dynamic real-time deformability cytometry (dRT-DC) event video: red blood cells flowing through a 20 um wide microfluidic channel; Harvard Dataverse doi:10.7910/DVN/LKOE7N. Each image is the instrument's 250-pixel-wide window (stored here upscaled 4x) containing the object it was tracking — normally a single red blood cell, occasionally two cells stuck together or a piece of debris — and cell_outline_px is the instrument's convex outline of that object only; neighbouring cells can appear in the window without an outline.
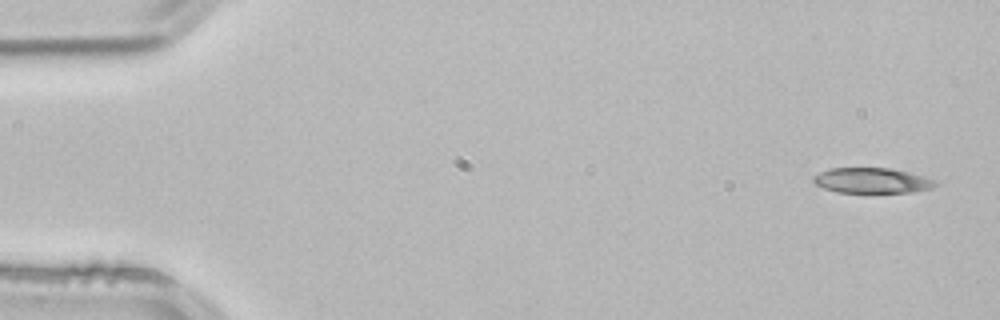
{"species": "common noctule bat (a hibernating species)", "species_latin": "Nyctalus noctula", "temperature_condition": "room temperature", "stored_images_in_passage": 4, "camera_frame_rate_fps": 3000, "um_per_image_px": 0.085, "animal": {"sex": "male", "body_mass_g": 21.5, "forearm_length_mm": 52.0}, "frame": {"image": 1, "passage_image": 1, "time_ms": 0.0, "image_size_px": [1000, 320], "cell_outline_px": [[936, 184], [932, 188], [916, 192], [836, 192], [824, 188], [816, 184], [812, 180], [812, 176], [828, 168], [888, 168], [908, 172], [936, 180]], "centroid_in_image_um": [74.09, 15.34], "position_along_channel_um": 10.9, "area_um2": 17.92}}
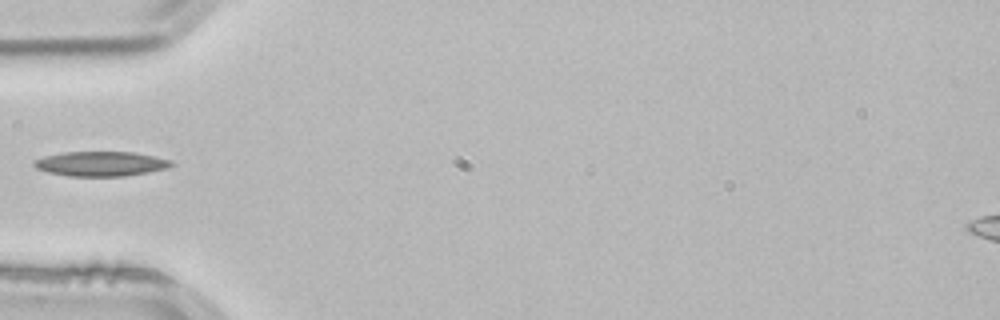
{"frame": {"image": 2, "passage_image": 4, "time_ms": 1.0, "image_size_px": [1000, 320], "cell_outline_px": [[176, 164], [168, 168], [148, 172], [124, 176], [68, 176], [48, 172], [36, 168], [32, 164], [32, 160], [44, 156], [64, 152], [132, 152], [172, 160]], "centroid_in_image_um": [8.56, 13.92], "position_along_channel_um": 76.4, "area_um2": 19.83}}